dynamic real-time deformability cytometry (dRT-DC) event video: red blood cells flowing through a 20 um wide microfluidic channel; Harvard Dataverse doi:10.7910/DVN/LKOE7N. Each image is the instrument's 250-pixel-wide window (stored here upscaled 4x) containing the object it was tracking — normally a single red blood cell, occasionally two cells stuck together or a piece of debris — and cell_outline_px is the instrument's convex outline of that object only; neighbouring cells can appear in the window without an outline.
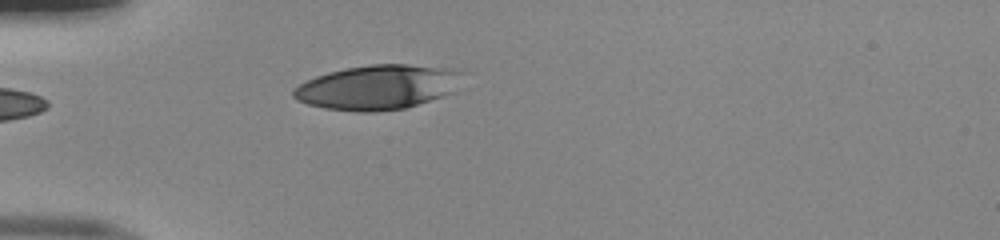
{"species": "human", "species_latin": "Homo sapiens", "temperature_condition": "room temperature", "stored_images_in_passage": 33, "camera_frame_rate_fps": 3000, "um_per_image_px": 0.085, "donor": {"sex": "male"}, "frame": {"image": 1, "passage_image": 1, "time_ms": 0.0, "image_size_px": [1000, 240], "cell_outline_px": [[460, 72], [456, 92], [404, 108], [376, 112], [356, 112], [324, 108], [308, 104], [296, 100], [292, 96], [292, 88], [316, 76], [328, 72], [344, 68], [372, 64], [408, 64], [448, 68]], "centroid_in_image_um": [32.06, 7.42], "position_along_channel_um": 52.9, "area_um2": 43.87}}
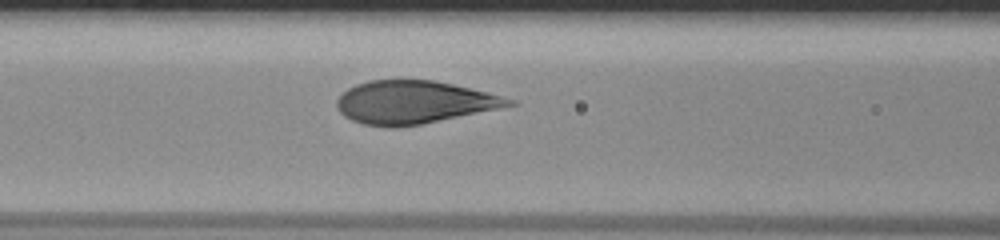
{"frame": {"image": 2, "passage_image": 8, "time_ms": 2.333, "image_size_px": [1000, 240], "cell_outline_px": [[520, 104], [420, 124], [396, 128], [388, 128], [364, 124], [352, 120], [344, 116], [340, 112], [336, 104], [336, 100], [348, 88], [356, 84], [368, 80], [432, 80], [452, 84], [488, 92], [516, 100]], "centroid_in_image_um": [35.18, 8.69], "position_along_channel_um": 131.4, "area_um2": 42.95}}
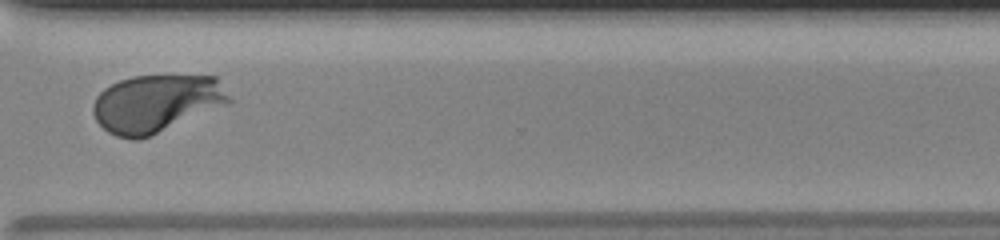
{"frame": {"image": 3, "passage_image": 25, "time_ms": 8.0, "image_size_px": [1000, 240], "cell_outline_px": [[232, 100], [228, 104], [152, 136], [140, 140], [132, 140], [116, 136], [108, 132], [96, 120], [92, 112], [92, 104], [96, 96], [104, 88], [120, 80], [132, 76], [216, 76]], "centroid_in_image_um": [13.26, 8.81], "position_along_channel_um": 357.3, "area_um2": 45.89}, "authors_computed_cell_mechanics": {"area_um2": 45.1996, "velocity_mm_per_s": 3.9836, "shape_relaxation_time_tau1_ms": 3.2698, "shape_relaxation_time_tau2_ms": null, "deformation_change_tau1": 0.2021, "deformation_change_tau2": null}}